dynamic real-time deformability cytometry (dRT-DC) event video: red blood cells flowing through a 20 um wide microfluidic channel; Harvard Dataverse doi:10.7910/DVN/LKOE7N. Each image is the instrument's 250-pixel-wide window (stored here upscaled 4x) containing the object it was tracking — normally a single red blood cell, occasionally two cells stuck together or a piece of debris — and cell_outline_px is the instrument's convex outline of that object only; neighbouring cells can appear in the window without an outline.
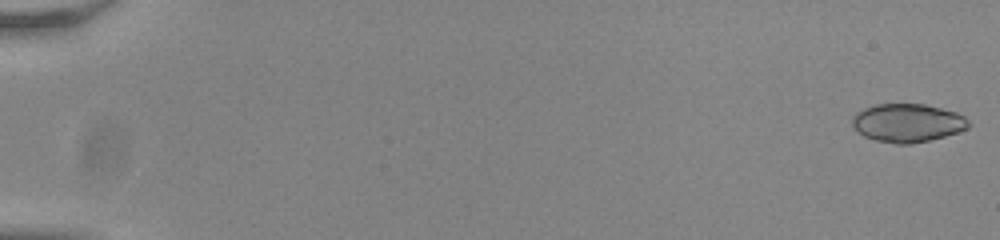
{"species": "common noctule bat (a hibernating species)", "species_latin": "Nyctalus noctula", "temperature_condition": "room temperature", "stored_images_in_passage": 54, "camera_frame_rate_fps": 3000, "um_per_image_px": 0.085, "animal": {"sex": "male", "body_mass_g": 20.0, "forearm_length_mm": 53.3}, "frame": {"image": 1, "passage_image": 1, "time_ms": 0.0, "image_size_px": [1000, 240], "cell_outline_px": [[972, 124], [968, 128], [944, 136], [912, 144], [896, 144], [876, 140], [864, 136], [852, 124], [852, 116], [856, 112], [864, 108], [876, 104], [924, 104], [956, 112], [964, 116]], "centroid_in_image_um": [77.14, 10.44], "position_along_channel_um": 7.9, "area_um2": 25.89}}